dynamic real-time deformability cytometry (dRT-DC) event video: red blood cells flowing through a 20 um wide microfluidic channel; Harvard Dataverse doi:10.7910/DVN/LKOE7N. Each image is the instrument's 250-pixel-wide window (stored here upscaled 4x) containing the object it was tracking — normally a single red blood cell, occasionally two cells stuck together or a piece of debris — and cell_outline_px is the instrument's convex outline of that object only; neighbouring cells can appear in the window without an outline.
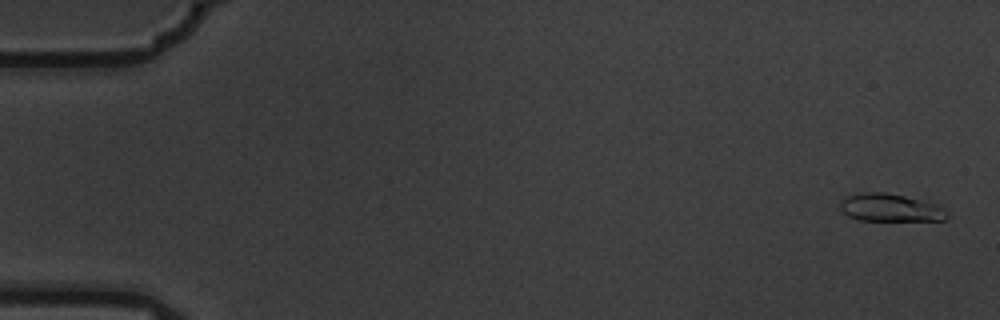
{"species": "common noctule bat (a hibernating species)", "species_latin": "Nyctalus noctula", "temperature_condition": "warm", "stored_images_in_passage": 6, "camera_frame_rate_fps": 3000, "um_per_image_px": 0.085, "animal": {"sex": "male", "body_mass_g": 19.5, "forearm_length_mm": 54.6}, "frame": {"image": 1, "passage_image": 1, "time_ms": 0.0, "image_size_px": [1000, 320], "cell_outline_px": [[948, 216], [944, 220], [860, 220], [848, 216], [840, 208], [840, 200], [848, 196], [860, 192], [884, 192], [904, 196], [936, 204], [948, 212]], "centroid_in_image_um": [75.65, 17.65], "position_along_channel_um": 9.4, "area_um2": 17.11}}
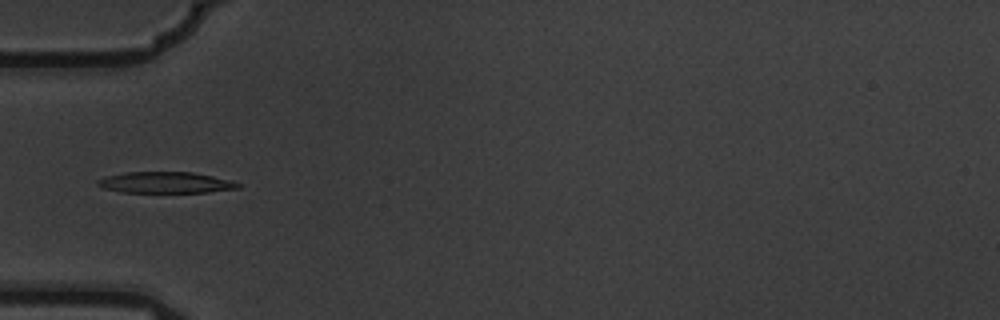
{"frame": {"image": 2, "passage_image": 6, "time_ms": 1.667, "image_size_px": [1000, 320], "cell_outline_px": [[240, 188], [208, 192], [120, 192], [104, 188], [96, 184], [96, 180], [108, 176], [128, 172], [192, 172], [232, 180], [240, 184]], "centroid_in_image_um": [14.09, 15.51], "position_along_channel_um": 70.9, "area_um2": 17.22}}